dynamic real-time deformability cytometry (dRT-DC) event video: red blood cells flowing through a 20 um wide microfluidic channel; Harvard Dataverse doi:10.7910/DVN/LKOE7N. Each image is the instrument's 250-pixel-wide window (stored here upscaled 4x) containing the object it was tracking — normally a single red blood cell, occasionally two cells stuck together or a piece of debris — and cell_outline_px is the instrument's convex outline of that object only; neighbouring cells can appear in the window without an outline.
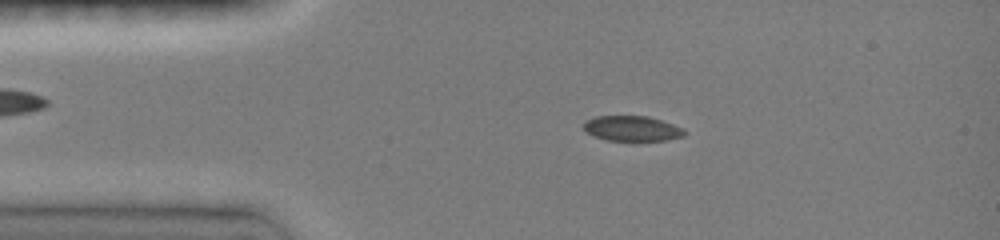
{"species": "common noctule bat (a hibernating species)", "species_latin": "Nyctalus noctula", "temperature_condition": "room temperature", "stored_images_in_passage": 32, "camera_frame_rate_fps": 3000, "um_per_image_px": 0.085, "animal": {"sex": "female", "body_mass_g": 19.0, "forearm_length_mm": 51.5}, "frame": {"image": 1, "passage_image": 6, "time_ms": 2.333, "image_size_px": [1000, 240], "cell_outline_px": [[688, 132], [684, 136], [668, 140], [608, 140], [596, 136], [588, 132], [584, 128], [584, 120], [596, 116], [648, 116], [684, 128]], "centroid_in_image_um": [53.77, 10.91], "position_along_channel_um": 31.2, "area_um2": 14.68}}
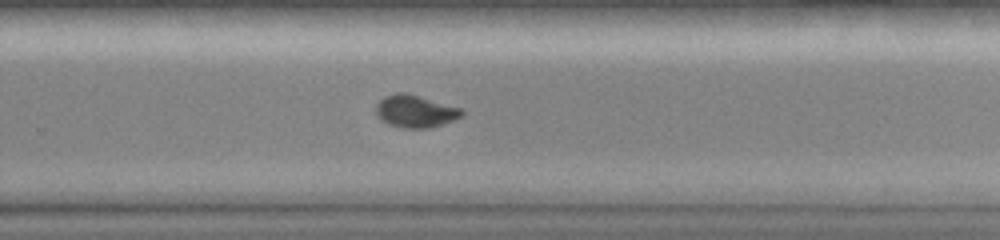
{"frame": {"image": 2, "passage_image": 25, "time_ms": 9.667, "image_size_px": [1000, 240], "cell_outline_px": [[464, 112], [460, 116], [452, 120], [428, 128], [400, 128], [388, 124], [380, 120], [376, 116], [376, 104], [384, 96], [396, 92], [408, 92], [460, 108]], "centroid_in_image_um": [35.23, 9.44], "position_along_channel_um": 294.6, "area_um2": 16.24}}
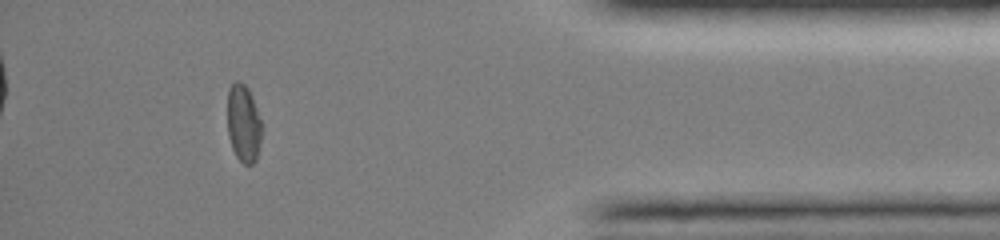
{"frame": {"image": 3, "passage_image": 30, "time_ms": 13.333, "image_size_px": [1000, 240], "cell_outline_px": [[260, 140], [256, 160], [252, 164], [244, 164], [236, 156], [232, 148], [228, 136], [228, 88], [236, 80], [240, 80], [248, 88], [256, 108], [260, 120]], "centroid_in_image_um": [20.67, 10.48], "position_along_channel_um": 414.5, "area_um2": 15.26}}